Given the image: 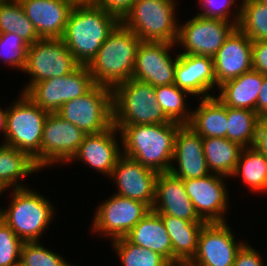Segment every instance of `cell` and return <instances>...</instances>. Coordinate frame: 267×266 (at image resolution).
Segmentation results:
<instances>
[{
  "label": "cell",
  "mask_w": 267,
  "mask_h": 266,
  "mask_svg": "<svg viewBox=\"0 0 267 266\" xmlns=\"http://www.w3.org/2000/svg\"><path fill=\"white\" fill-rule=\"evenodd\" d=\"M176 4V0H137L120 22L142 41L175 44L179 29Z\"/></svg>",
  "instance_id": "7"
},
{
  "label": "cell",
  "mask_w": 267,
  "mask_h": 266,
  "mask_svg": "<svg viewBox=\"0 0 267 266\" xmlns=\"http://www.w3.org/2000/svg\"><path fill=\"white\" fill-rule=\"evenodd\" d=\"M7 207H0L2 219L23 242H39L56 217L53 203L29 186L10 190ZM55 215V216H54Z\"/></svg>",
  "instance_id": "4"
},
{
  "label": "cell",
  "mask_w": 267,
  "mask_h": 266,
  "mask_svg": "<svg viewBox=\"0 0 267 266\" xmlns=\"http://www.w3.org/2000/svg\"><path fill=\"white\" fill-rule=\"evenodd\" d=\"M23 241L0 219V266H14L20 262Z\"/></svg>",
  "instance_id": "39"
},
{
  "label": "cell",
  "mask_w": 267,
  "mask_h": 266,
  "mask_svg": "<svg viewBox=\"0 0 267 266\" xmlns=\"http://www.w3.org/2000/svg\"><path fill=\"white\" fill-rule=\"evenodd\" d=\"M253 147L267 158V116H262L258 120Z\"/></svg>",
  "instance_id": "43"
},
{
  "label": "cell",
  "mask_w": 267,
  "mask_h": 266,
  "mask_svg": "<svg viewBox=\"0 0 267 266\" xmlns=\"http://www.w3.org/2000/svg\"><path fill=\"white\" fill-rule=\"evenodd\" d=\"M79 65L62 38L40 39L28 46L27 62L22 73L29 75V81L23 85L21 93L37 82L68 75Z\"/></svg>",
  "instance_id": "9"
},
{
  "label": "cell",
  "mask_w": 267,
  "mask_h": 266,
  "mask_svg": "<svg viewBox=\"0 0 267 266\" xmlns=\"http://www.w3.org/2000/svg\"><path fill=\"white\" fill-rule=\"evenodd\" d=\"M0 113H6V108L3 109L0 107Z\"/></svg>",
  "instance_id": "50"
},
{
  "label": "cell",
  "mask_w": 267,
  "mask_h": 266,
  "mask_svg": "<svg viewBox=\"0 0 267 266\" xmlns=\"http://www.w3.org/2000/svg\"><path fill=\"white\" fill-rule=\"evenodd\" d=\"M173 250V265L190 263L198 249V238L207 222H192L170 215H160Z\"/></svg>",
  "instance_id": "26"
},
{
  "label": "cell",
  "mask_w": 267,
  "mask_h": 266,
  "mask_svg": "<svg viewBox=\"0 0 267 266\" xmlns=\"http://www.w3.org/2000/svg\"><path fill=\"white\" fill-rule=\"evenodd\" d=\"M259 118L255 111L227 106L226 138L243 148L253 147Z\"/></svg>",
  "instance_id": "33"
},
{
  "label": "cell",
  "mask_w": 267,
  "mask_h": 266,
  "mask_svg": "<svg viewBox=\"0 0 267 266\" xmlns=\"http://www.w3.org/2000/svg\"><path fill=\"white\" fill-rule=\"evenodd\" d=\"M136 1L137 0H95L93 4L104 8L121 21Z\"/></svg>",
  "instance_id": "41"
},
{
  "label": "cell",
  "mask_w": 267,
  "mask_h": 266,
  "mask_svg": "<svg viewBox=\"0 0 267 266\" xmlns=\"http://www.w3.org/2000/svg\"><path fill=\"white\" fill-rule=\"evenodd\" d=\"M86 135L113 125L112 89L95 84L86 94L65 102L57 112Z\"/></svg>",
  "instance_id": "8"
},
{
  "label": "cell",
  "mask_w": 267,
  "mask_h": 266,
  "mask_svg": "<svg viewBox=\"0 0 267 266\" xmlns=\"http://www.w3.org/2000/svg\"><path fill=\"white\" fill-rule=\"evenodd\" d=\"M236 27L234 22L196 14L188 21L179 23L176 48H182L180 54L213 57Z\"/></svg>",
  "instance_id": "12"
},
{
  "label": "cell",
  "mask_w": 267,
  "mask_h": 266,
  "mask_svg": "<svg viewBox=\"0 0 267 266\" xmlns=\"http://www.w3.org/2000/svg\"><path fill=\"white\" fill-rule=\"evenodd\" d=\"M0 33L17 34L29 45L41 39L18 0L0 2Z\"/></svg>",
  "instance_id": "31"
},
{
  "label": "cell",
  "mask_w": 267,
  "mask_h": 266,
  "mask_svg": "<svg viewBox=\"0 0 267 266\" xmlns=\"http://www.w3.org/2000/svg\"><path fill=\"white\" fill-rule=\"evenodd\" d=\"M157 103L162 107L164 114L173 122L188 125L192 118V109L188 98L190 94L179 89L175 84L155 87ZM190 107H189V106Z\"/></svg>",
  "instance_id": "32"
},
{
  "label": "cell",
  "mask_w": 267,
  "mask_h": 266,
  "mask_svg": "<svg viewBox=\"0 0 267 266\" xmlns=\"http://www.w3.org/2000/svg\"><path fill=\"white\" fill-rule=\"evenodd\" d=\"M5 130H6V113H0V135L2 141H0V144H4V136H5Z\"/></svg>",
  "instance_id": "45"
},
{
  "label": "cell",
  "mask_w": 267,
  "mask_h": 266,
  "mask_svg": "<svg viewBox=\"0 0 267 266\" xmlns=\"http://www.w3.org/2000/svg\"><path fill=\"white\" fill-rule=\"evenodd\" d=\"M120 20L93 3H75L62 37L80 65H88Z\"/></svg>",
  "instance_id": "2"
},
{
  "label": "cell",
  "mask_w": 267,
  "mask_h": 266,
  "mask_svg": "<svg viewBox=\"0 0 267 266\" xmlns=\"http://www.w3.org/2000/svg\"><path fill=\"white\" fill-rule=\"evenodd\" d=\"M263 79L262 73L251 70L219 85L215 89L218 95L215 96L228 107L249 109L257 113V98Z\"/></svg>",
  "instance_id": "24"
},
{
  "label": "cell",
  "mask_w": 267,
  "mask_h": 266,
  "mask_svg": "<svg viewBox=\"0 0 267 266\" xmlns=\"http://www.w3.org/2000/svg\"><path fill=\"white\" fill-rule=\"evenodd\" d=\"M85 133L58 113H49L43 128L41 170L67 165L82 143ZM56 165V166H55Z\"/></svg>",
  "instance_id": "13"
},
{
  "label": "cell",
  "mask_w": 267,
  "mask_h": 266,
  "mask_svg": "<svg viewBox=\"0 0 267 266\" xmlns=\"http://www.w3.org/2000/svg\"><path fill=\"white\" fill-rule=\"evenodd\" d=\"M121 147L120 131L112 125L101 133L85 135L77 153L68 164L72 163L73 160L75 162L81 161L92 170L94 169L97 173L106 175L109 178L118 159L122 156Z\"/></svg>",
  "instance_id": "18"
},
{
  "label": "cell",
  "mask_w": 267,
  "mask_h": 266,
  "mask_svg": "<svg viewBox=\"0 0 267 266\" xmlns=\"http://www.w3.org/2000/svg\"><path fill=\"white\" fill-rule=\"evenodd\" d=\"M158 172L134 159L121 156L109 177L117 189L114 194L141 201L151 209L155 199Z\"/></svg>",
  "instance_id": "17"
},
{
  "label": "cell",
  "mask_w": 267,
  "mask_h": 266,
  "mask_svg": "<svg viewBox=\"0 0 267 266\" xmlns=\"http://www.w3.org/2000/svg\"><path fill=\"white\" fill-rule=\"evenodd\" d=\"M150 211L151 208L141 201L112 193L98 204L92 217L91 232L109 241L125 237Z\"/></svg>",
  "instance_id": "10"
},
{
  "label": "cell",
  "mask_w": 267,
  "mask_h": 266,
  "mask_svg": "<svg viewBox=\"0 0 267 266\" xmlns=\"http://www.w3.org/2000/svg\"><path fill=\"white\" fill-rule=\"evenodd\" d=\"M236 3L237 0H199L198 4L201 6L199 7L200 11H197V14L205 18L222 19L234 22L238 25L240 19V6L235 10L232 9L235 6H238V3Z\"/></svg>",
  "instance_id": "38"
},
{
  "label": "cell",
  "mask_w": 267,
  "mask_h": 266,
  "mask_svg": "<svg viewBox=\"0 0 267 266\" xmlns=\"http://www.w3.org/2000/svg\"><path fill=\"white\" fill-rule=\"evenodd\" d=\"M58 252L39 242H23L20 251V263L23 266H75Z\"/></svg>",
  "instance_id": "36"
},
{
  "label": "cell",
  "mask_w": 267,
  "mask_h": 266,
  "mask_svg": "<svg viewBox=\"0 0 267 266\" xmlns=\"http://www.w3.org/2000/svg\"><path fill=\"white\" fill-rule=\"evenodd\" d=\"M262 258L261 252L246 242L237 252L233 266H265Z\"/></svg>",
  "instance_id": "40"
},
{
  "label": "cell",
  "mask_w": 267,
  "mask_h": 266,
  "mask_svg": "<svg viewBox=\"0 0 267 266\" xmlns=\"http://www.w3.org/2000/svg\"><path fill=\"white\" fill-rule=\"evenodd\" d=\"M224 179L229 178L211 173L202 178L183 180L185 191L196 213L207 223L228 221L225 216L230 209V201Z\"/></svg>",
  "instance_id": "14"
},
{
  "label": "cell",
  "mask_w": 267,
  "mask_h": 266,
  "mask_svg": "<svg viewBox=\"0 0 267 266\" xmlns=\"http://www.w3.org/2000/svg\"><path fill=\"white\" fill-rule=\"evenodd\" d=\"M41 39L62 38L68 16L75 3L71 0H18Z\"/></svg>",
  "instance_id": "22"
},
{
  "label": "cell",
  "mask_w": 267,
  "mask_h": 266,
  "mask_svg": "<svg viewBox=\"0 0 267 266\" xmlns=\"http://www.w3.org/2000/svg\"><path fill=\"white\" fill-rule=\"evenodd\" d=\"M237 27L252 41H267V6L258 0H240Z\"/></svg>",
  "instance_id": "34"
},
{
  "label": "cell",
  "mask_w": 267,
  "mask_h": 266,
  "mask_svg": "<svg viewBox=\"0 0 267 266\" xmlns=\"http://www.w3.org/2000/svg\"><path fill=\"white\" fill-rule=\"evenodd\" d=\"M131 243L163 256L173 266L172 244L158 213L151 210L125 236Z\"/></svg>",
  "instance_id": "25"
},
{
  "label": "cell",
  "mask_w": 267,
  "mask_h": 266,
  "mask_svg": "<svg viewBox=\"0 0 267 266\" xmlns=\"http://www.w3.org/2000/svg\"><path fill=\"white\" fill-rule=\"evenodd\" d=\"M227 222L206 223L199 234L198 249L190 262L194 266H233L245 240L237 241Z\"/></svg>",
  "instance_id": "15"
},
{
  "label": "cell",
  "mask_w": 267,
  "mask_h": 266,
  "mask_svg": "<svg viewBox=\"0 0 267 266\" xmlns=\"http://www.w3.org/2000/svg\"><path fill=\"white\" fill-rule=\"evenodd\" d=\"M14 266H23V265L19 262L18 264L14 265Z\"/></svg>",
  "instance_id": "51"
},
{
  "label": "cell",
  "mask_w": 267,
  "mask_h": 266,
  "mask_svg": "<svg viewBox=\"0 0 267 266\" xmlns=\"http://www.w3.org/2000/svg\"><path fill=\"white\" fill-rule=\"evenodd\" d=\"M257 114L267 116V75H264L262 87L257 98Z\"/></svg>",
  "instance_id": "44"
},
{
  "label": "cell",
  "mask_w": 267,
  "mask_h": 266,
  "mask_svg": "<svg viewBox=\"0 0 267 266\" xmlns=\"http://www.w3.org/2000/svg\"><path fill=\"white\" fill-rule=\"evenodd\" d=\"M252 70L267 75V41H252Z\"/></svg>",
  "instance_id": "42"
},
{
  "label": "cell",
  "mask_w": 267,
  "mask_h": 266,
  "mask_svg": "<svg viewBox=\"0 0 267 266\" xmlns=\"http://www.w3.org/2000/svg\"><path fill=\"white\" fill-rule=\"evenodd\" d=\"M260 3H262L263 5L267 6V0H258Z\"/></svg>",
  "instance_id": "49"
},
{
  "label": "cell",
  "mask_w": 267,
  "mask_h": 266,
  "mask_svg": "<svg viewBox=\"0 0 267 266\" xmlns=\"http://www.w3.org/2000/svg\"><path fill=\"white\" fill-rule=\"evenodd\" d=\"M197 107L192 110L188 124L202 138H226L227 106L216 96L197 99Z\"/></svg>",
  "instance_id": "27"
},
{
  "label": "cell",
  "mask_w": 267,
  "mask_h": 266,
  "mask_svg": "<svg viewBox=\"0 0 267 266\" xmlns=\"http://www.w3.org/2000/svg\"><path fill=\"white\" fill-rule=\"evenodd\" d=\"M173 266H194V265H192L191 263H178V264L173 265Z\"/></svg>",
  "instance_id": "48"
},
{
  "label": "cell",
  "mask_w": 267,
  "mask_h": 266,
  "mask_svg": "<svg viewBox=\"0 0 267 266\" xmlns=\"http://www.w3.org/2000/svg\"><path fill=\"white\" fill-rule=\"evenodd\" d=\"M34 159L26 152L0 144V183L7 189L24 188L25 177L40 172Z\"/></svg>",
  "instance_id": "28"
},
{
  "label": "cell",
  "mask_w": 267,
  "mask_h": 266,
  "mask_svg": "<svg viewBox=\"0 0 267 266\" xmlns=\"http://www.w3.org/2000/svg\"><path fill=\"white\" fill-rule=\"evenodd\" d=\"M111 244L122 266H172L159 253L135 245L125 237L113 240Z\"/></svg>",
  "instance_id": "35"
},
{
  "label": "cell",
  "mask_w": 267,
  "mask_h": 266,
  "mask_svg": "<svg viewBox=\"0 0 267 266\" xmlns=\"http://www.w3.org/2000/svg\"><path fill=\"white\" fill-rule=\"evenodd\" d=\"M74 3H93L95 0H71Z\"/></svg>",
  "instance_id": "46"
},
{
  "label": "cell",
  "mask_w": 267,
  "mask_h": 266,
  "mask_svg": "<svg viewBox=\"0 0 267 266\" xmlns=\"http://www.w3.org/2000/svg\"><path fill=\"white\" fill-rule=\"evenodd\" d=\"M113 125H143L172 122L157 103L155 87L129 79L112 89Z\"/></svg>",
  "instance_id": "5"
},
{
  "label": "cell",
  "mask_w": 267,
  "mask_h": 266,
  "mask_svg": "<svg viewBox=\"0 0 267 266\" xmlns=\"http://www.w3.org/2000/svg\"><path fill=\"white\" fill-rule=\"evenodd\" d=\"M169 172L182 180L211 174L203 152V138L189 125H182L177 131Z\"/></svg>",
  "instance_id": "19"
},
{
  "label": "cell",
  "mask_w": 267,
  "mask_h": 266,
  "mask_svg": "<svg viewBox=\"0 0 267 266\" xmlns=\"http://www.w3.org/2000/svg\"><path fill=\"white\" fill-rule=\"evenodd\" d=\"M175 46L176 44L168 42L142 41L137 51L132 78L154 87L174 84L178 53L174 52L173 57L170 52L176 50L173 48Z\"/></svg>",
  "instance_id": "16"
},
{
  "label": "cell",
  "mask_w": 267,
  "mask_h": 266,
  "mask_svg": "<svg viewBox=\"0 0 267 266\" xmlns=\"http://www.w3.org/2000/svg\"><path fill=\"white\" fill-rule=\"evenodd\" d=\"M95 82L87 65H79L72 73L33 84L24 94L48 113H57L62 105L86 94Z\"/></svg>",
  "instance_id": "11"
},
{
  "label": "cell",
  "mask_w": 267,
  "mask_h": 266,
  "mask_svg": "<svg viewBox=\"0 0 267 266\" xmlns=\"http://www.w3.org/2000/svg\"><path fill=\"white\" fill-rule=\"evenodd\" d=\"M48 114L24 93L6 108L4 144L28 153L40 169L42 134Z\"/></svg>",
  "instance_id": "6"
},
{
  "label": "cell",
  "mask_w": 267,
  "mask_h": 266,
  "mask_svg": "<svg viewBox=\"0 0 267 266\" xmlns=\"http://www.w3.org/2000/svg\"><path fill=\"white\" fill-rule=\"evenodd\" d=\"M174 84L197 99L214 96L210 93L217 88L213 57L178 53Z\"/></svg>",
  "instance_id": "21"
},
{
  "label": "cell",
  "mask_w": 267,
  "mask_h": 266,
  "mask_svg": "<svg viewBox=\"0 0 267 266\" xmlns=\"http://www.w3.org/2000/svg\"><path fill=\"white\" fill-rule=\"evenodd\" d=\"M121 134L122 155L158 173L169 172L175 137L182 124L177 122L143 125H114Z\"/></svg>",
  "instance_id": "1"
},
{
  "label": "cell",
  "mask_w": 267,
  "mask_h": 266,
  "mask_svg": "<svg viewBox=\"0 0 267 266\" xmlns=\"http://www.w3.org/2000/svg\"><path fill=\"white\" fill-rule=\"evenodd\" d=\"M29 44L14 33H0V62L11 69L25 68Z\"/></svg>",
  "instance_id": "37"
},
{
  "label": "cell",
  "mask_w": 267,
  "mask_h": 266,
  "mask_svg": "<svg viewBox=\"0 0 267 266\" xmlns=\"http://www.w3.org/2000/svg\"><path fill=\"white\" fill-rule=\"evenodd\" d=\"M214 73L219 85L252 70V40L236 27L213 56Z\"/></svg>",
  "instance_id": "20"
},
{
  "label": "cell",
  "mask_w": 267,
  "mask_h": 266,
  "mask_svg": "<svg viewBox=\"0 0 267 266\" xmlns=\"http://www.w3.org/2000/svg\"><path fill=\"white\" fill-rule=\"evenodd\" d=\"M153 211L192 222H205L196 213L187 195L183 180L170 172L159 173L155 183Z\"/></svg>",
  "instance_id": "23"
},
{
  "label": "cell",
  "mask_w": 267,
  "mask_h": 266,
  "mask_svg": "<svg viewBox=\"0 0 267 266\" xmlns=\"http://www.w3.org/2000/svg\"><path fill=\"white\" fill-rule=\"evenodd\" d=\"M243 147L227 138H203V152L211 173L231 178Z\"/></svg>",
  "instance_id": "29"
},
{
  "label": "cell",
  "mask_w": 267,
  "mask_h": 266,
  "mask_svg": "<svg viewBox=\"0 0 267 266\" xmlns=\"http://www.w3.org/2000/svg\"><path fill=\"white\" fill-rule=\"evenodd\" d=\"M241 178L251 192L267 193V158L254 147L243 148L231 178Z\"/></svg>",
  "instance_id": "30"
},
{
  "label": "cell",
  "mask_w": 267,
  "mask_h": 266,
  "mask_svg": "<svg viewBox=\"0 0 267 266\" xmlns=\"http://www.w3.org/2000/svg\"><path fill=\"white\" fill-rule=\"evenodd\" d=\"M141 42L134 32L120 22L87 65L95 84L113 89L132 79Z\"/></svg>",
  "instance_id": "3"
},
{
  "label": "cell",
  "mask_w": 267,
  "mask_h": 266,
  "mask_svg": "<svg viewBox=\"0 0 267 266\" xmlns=\"http://www.w3.org/2000/svg\"><path fill=\"white\" fill-rule=\"evenodd\" d=\"M5 190H8V189L3 184L0 183V196H2L5 193Z\"/></svg>",
  "instance_id": "47"
}]
</instances>
